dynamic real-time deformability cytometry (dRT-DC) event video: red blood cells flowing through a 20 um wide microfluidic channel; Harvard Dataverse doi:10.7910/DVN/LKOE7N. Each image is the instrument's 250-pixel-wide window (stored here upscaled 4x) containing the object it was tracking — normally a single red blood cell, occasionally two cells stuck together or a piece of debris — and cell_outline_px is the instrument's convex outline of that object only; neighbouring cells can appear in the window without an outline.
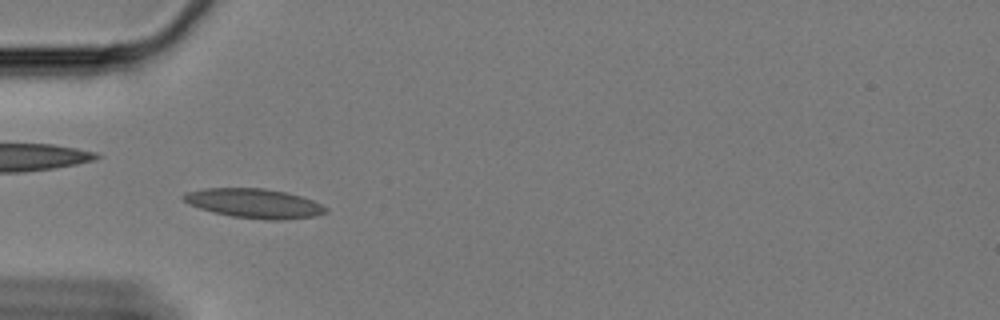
{"species": "Egyptian fruit bat (a non-hibernating species)", "species_latin": "Rousettus aegyptiacus", "temperature_condition": "cold", "stored_images_in_passage": 58, "camera_frame_rate_fps": 3000, "um_per_image_px": 0.085, "animal": {"sex": "female"}, "frame": {"image": 1, "passage_image": 17, "time_ms": 5.333, "image_size_px": [1000, 320], "cell_outline_px": [[328, 212], [316, 216], [284, 220], [264, 220], [232, 216], [212, 212], [188, 204], [184, 200], [184, 196], [188, 192], [204, 188], [264, 188], [284, 192], [300, 196], [312, 200], [328, 208]], "centroid_in_image_um": [21.64, 17.3], "position_along_channel_um": 63.4, "area_um2": 24.28}}
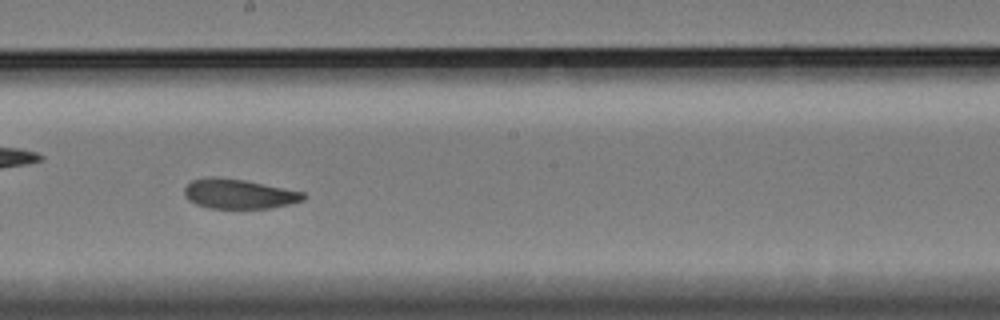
{"frame": {"image": 2, "passage_image": 32, "time_ms": 10.333, "image_size_px": [1000, 320], "cell_outline_px": [[308, 196], [304, 200], [272, 208], [208, 208], [196, 204], [188, 200], [184, 196], [184, 188], [192, 180], [212, 176], [216, 176], [244, 180], [304, 192]], "centroid_in_image_um": [20.29, 16.48], "position_along_channel_um": 227.9, "area_um2": 20.63}}
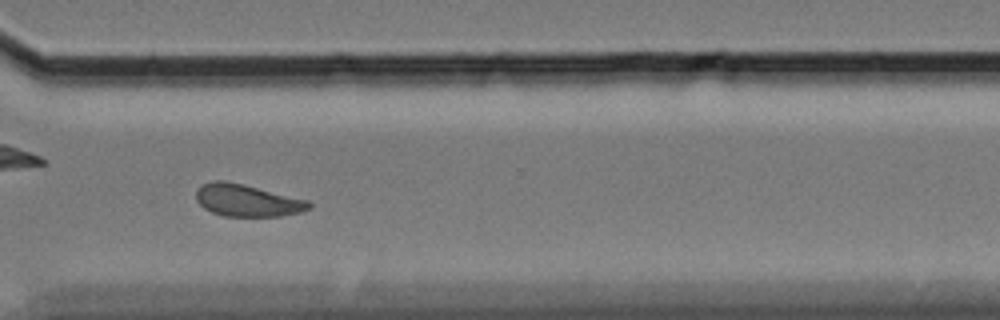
{"frame": {"image": 3, "passage_image": 43, "time_ms": 14.0, "image_size_px": [1000, 320], "cell_outline_px": [[312, 208], [300, 212], [280, 216], [224, 216], [212, 212], [204, 208], [196, 200], [196, 192], [204, 184], [212, 180], [224, 180], [244, 184], [308, 200], [312, 204]], "centroid_in_image_um": [21.03, 17.03], "position_along_channel_um": 349.6, "area_um2": 21.1}, "authors_computed_cell_mechanics": {"area_um2": 21.5016, "velocity_mm_per_s": 3.3233, "shape_relaxation_time_tau1_ms": 5.5873, "shape_relaxation_time_tau2_ms": 4.2477, "deformation_change_tau1": 0.1289, "deformation_change_tau2": 0.0843}}